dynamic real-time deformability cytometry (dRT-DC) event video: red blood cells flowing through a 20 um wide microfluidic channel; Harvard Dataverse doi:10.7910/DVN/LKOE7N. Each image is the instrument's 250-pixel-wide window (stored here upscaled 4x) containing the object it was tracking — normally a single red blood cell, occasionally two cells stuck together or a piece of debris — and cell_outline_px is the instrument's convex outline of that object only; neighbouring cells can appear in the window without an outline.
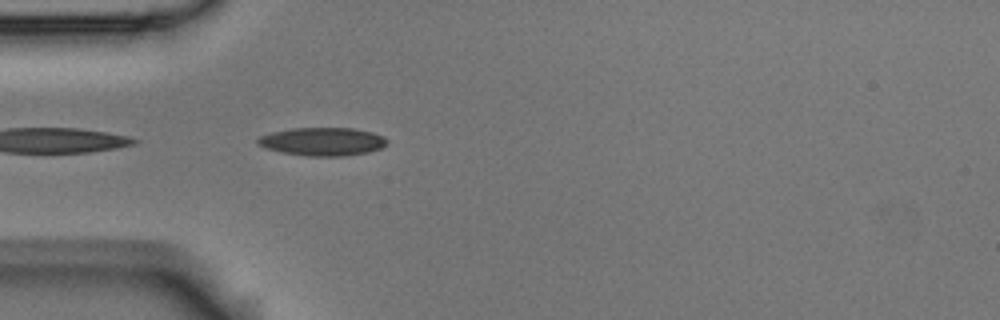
{"species": "Egyptian fruit bat (a non-hibernating species)", "species_latin": "Rousettus aegyptiacus", "temperature_condition": "room temperature", "stored_images_in_passage": 2, "camera_frame_rate_fps": 3000, "um_per_image_px": 0.085, "animal": {"sex": "male"}, "frame": {"image": 1, "passage_image": 2, "time_ms": 0.333, "image_size_px": [1000, 320], "cell_outline_px": [[388, 144], [380, 148], [368, 152], [344, 156], [308, 156], [284, 152], [264, 148], [256, 140], [260, 136], [272, 132], [292, 128], [352, 128], [372, 132], [384, 136], [388, 140]], "centroid_in_image_um": [27.45, 12.03], "position_along_channel_um": 57.6, "area_um2": 21.15}}